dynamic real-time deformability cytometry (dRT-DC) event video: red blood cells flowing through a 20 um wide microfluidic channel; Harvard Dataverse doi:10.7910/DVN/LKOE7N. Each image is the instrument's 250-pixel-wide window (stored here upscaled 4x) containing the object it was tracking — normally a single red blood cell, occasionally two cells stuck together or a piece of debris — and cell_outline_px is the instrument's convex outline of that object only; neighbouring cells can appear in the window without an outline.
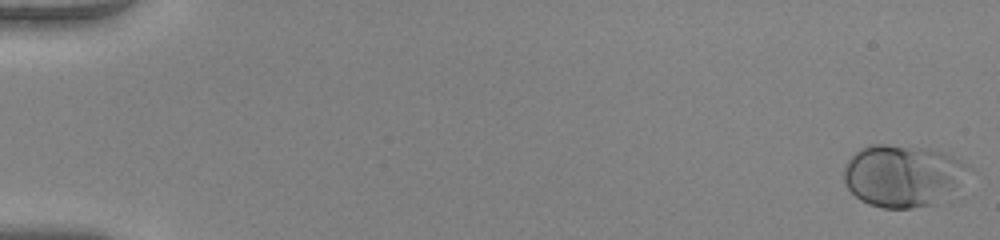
{"species": "human", "species_latin": "Homo sapiens", "temperature_condition": "warm", "stored_images_in_passage": 52, "camera_frame_rate_fps": 3000, "um_per_image_px": 0.085, "donor": {"sex": "female"}, "frame": {"image": 1, "passage_image": 1, "time_ms": 0.0, "image_size_px": [1000, 240], "cell_outline_px": [[972, 168], [940, 204], [912, 208], [884, 208], [868, 204], [860, 200], [848, 188], [844, 180], [844, 168], [848, 160], [860, 148], [872, 144], [884, 144], [932, 148], [944, 152], [968, 164]], "centroid_in_image_um": [76.74, 14.93], "position_along_channel_um": 8.3, "area_um2": 45.32}}
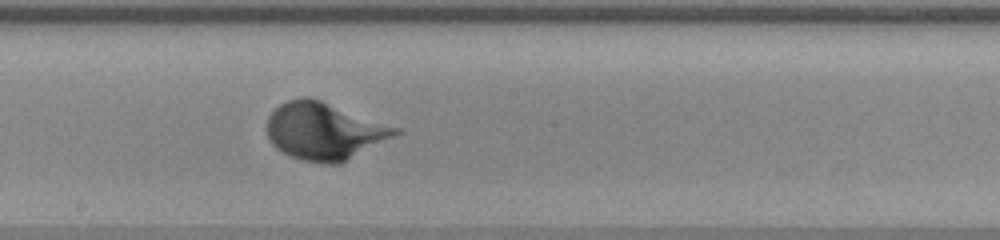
{"frame": {"image": 2, "passage_image": 30, "time_ms": 9.667, "image_size_px": [1000, 240], "cell_outline_px": [[400, 132], [336, 164], [328, 164], [300, 160], [276, 148], [272, 144], [268, 136], [268, 116], [280, 104], [288, 100], [304, 96], [308, 96], [320, 100], [400, 128]], "centroid_in_image_um": [27.5, 11.12], "position_along_channel_um": 220.7, "area_um2": 41.73}}
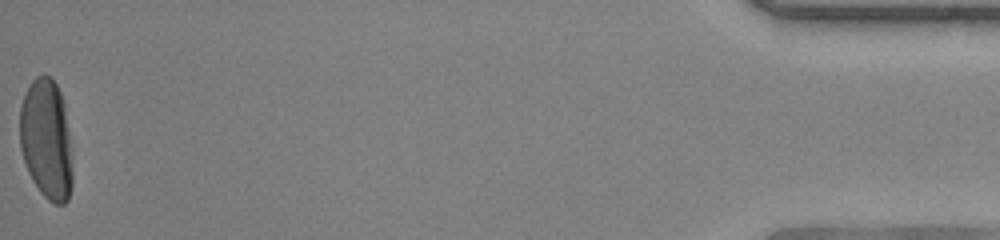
{"frame": {"image": 3, "passage_image": 52, "time_ms": 17.0, "image_size_px": [1000, 240], "cell_outline_px": [[72, 184], [68, 200], [64, 204], [56, 204], [48, 200], [40, 192], [32, 180], [28, 172], [20, 148], [20, 104], [32, 80], [36, 76], [44, 72], [56, 84], [60, 92], [64, 104], [72, 156]], "centroid_in_image_um": [3.94, 11.86], "position_along_channel_um": 431.3, "area_um2": 37.11}}